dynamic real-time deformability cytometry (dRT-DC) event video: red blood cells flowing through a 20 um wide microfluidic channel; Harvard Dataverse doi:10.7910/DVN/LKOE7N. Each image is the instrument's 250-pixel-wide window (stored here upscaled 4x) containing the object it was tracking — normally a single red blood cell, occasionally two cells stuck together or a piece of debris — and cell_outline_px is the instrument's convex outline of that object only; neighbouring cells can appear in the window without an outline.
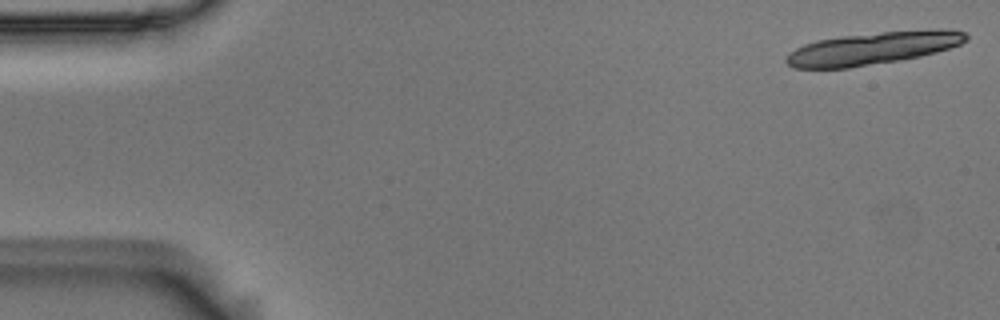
{"species": "Egyptian fruit bat (a non-hibernating species)", "species_latin": "Rousettus aegyptiacus", "temperature_condition": "room temperature", "stored_images_in_passage": 18, "camera_frame_rate_fps": 3000, "um_per_image_px": 0.085, "animal": {"sex": "male"}, "frame": {"image": 1, "passage_image": 1, "time_ms": 0.0, "image_size_px": [1000, 320], "cell_outline_px": [[968, 40], [960, 44], [936, 52], [920, 56], [848, 68], [792, 68], [784, 60], [788, 52], [804, 44], [816, 40], [844, 36], [880, 32], [940, 28], [964, 32], [968, 36]], "centroid_in_image_um": [74.17, 4.09], "position_along_channel_um": 10.8, "area_um2": 33.93}}